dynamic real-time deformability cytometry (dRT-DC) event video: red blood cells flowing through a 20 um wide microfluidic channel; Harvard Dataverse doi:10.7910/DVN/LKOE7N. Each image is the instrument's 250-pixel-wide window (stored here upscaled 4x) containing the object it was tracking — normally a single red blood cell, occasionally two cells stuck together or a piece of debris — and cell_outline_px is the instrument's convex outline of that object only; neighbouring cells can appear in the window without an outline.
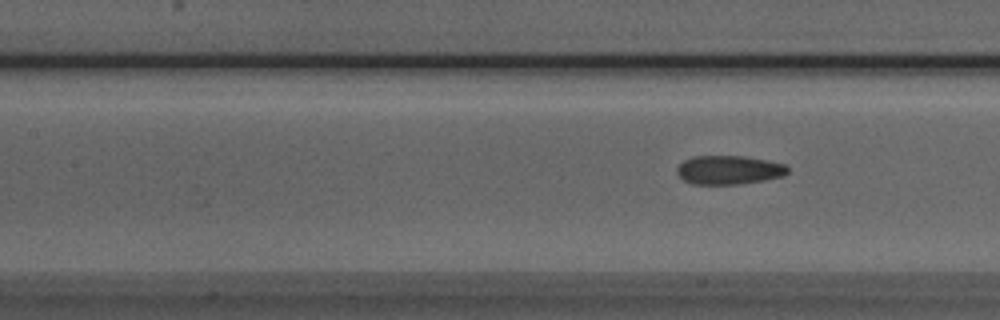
{"species": "Egyptian fruit bat (a non-hibernating species)", "species_latin": "Rousettus aegyptiacus", "temperature_condition": "room temperature", "stored_images_in_passage": 8, "camera_frame_rate_fps": 3000, "um_per_image_px": 0.085, "animal": {"sex": "male"}, "frame": {"image": 1, "passage_image": 8, "time_ms": 9.0, "image_size_px": [1000, 320], "cell_outline_px": [[788, 172], [784, 176], [764, 180], [740, 184], [692, 184], [684, 180], [676, 172], [676, 168], [684, 160], [692, 156], [744, 156], [768, 160], [784, 164], [788, 168]], "centroid_in_image_um": [61.95, 14.44], "position_along_channel_um": 145.4, "area_um2": 18.67}}